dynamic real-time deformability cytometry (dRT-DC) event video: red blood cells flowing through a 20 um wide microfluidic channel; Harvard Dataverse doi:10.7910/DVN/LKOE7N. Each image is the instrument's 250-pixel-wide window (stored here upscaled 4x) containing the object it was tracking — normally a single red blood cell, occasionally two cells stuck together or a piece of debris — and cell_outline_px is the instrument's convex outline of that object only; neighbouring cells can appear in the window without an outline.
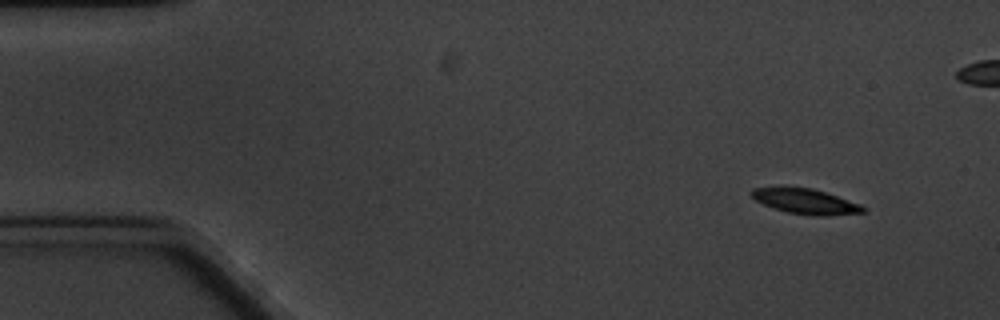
{"species": "common noctule bat (a hibernating species)", "species_latin": "Nyctalus noctula", "temperature_condition": "cold", "stored_images_in_passage": 9, "camera_frame_rate_fps": 3000, "um_per_image_px": 0.085, "animal": {"sex": "male", "body_mass_g": 20.1, "forearm_length_mm": 53.5}, "frame": {"image": 1, "passage_image": 1, "time_ms": 0.0, "image_size_px": [1000, 320], "cell_outline_px": [[868, 208], [864, 212], [824, 216], [816, 216], [788, 212], [764, 204], [756, 200], [748, 192], [752, 188], [780, 184], [812, 188], [860, 204]], "centroid_in_image_um": [68.39, 17.06], "position_along_channel_um": 16.6, "area_um2": 16.76}}
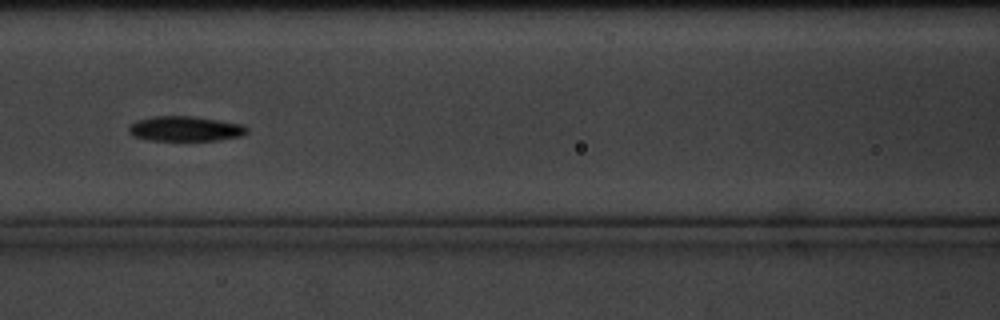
{"frame": {"image": 2, "passage_image": 7, "time_ms": 7.0, "image_size_px": [1000, 320], "cell_outline_px": [[248, 132], [240, 136], [216, 140], [148, 140], [132, 136], [128, 132], [128, 128], [136, 120], [152, 116], [192, 116], [244, 124], [248, 128]], "centroid_in_image_um": [15.73, 10.94], "position_along_channel_um": 150.9, "area_um2": 17.22}}
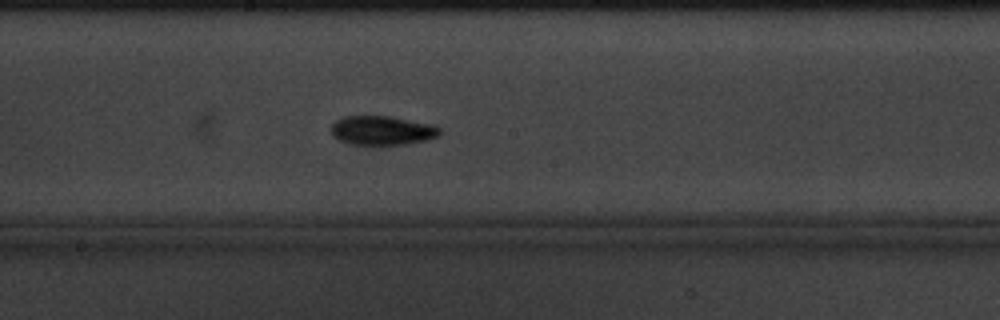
{"frame": {"image": 3, "passage_image": 9, "time_ms": 9.0, "image_size_px": [1000, 320], "cell_outline_px": [[440, 136], [408, 144], [348, 144], [332, 136], [332, 124], [336, 120], [344, 116], [388, 116], [436, 124], [440, 128]], "centroid_in_image_um": [32.51, 11.08], "position_along_channel_um": 215.7, "area_um2": 18.5}}